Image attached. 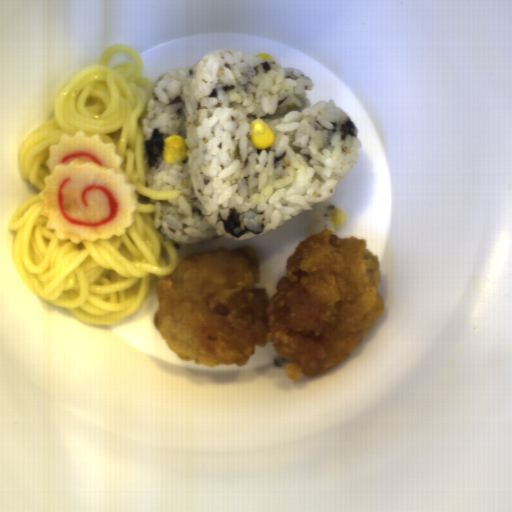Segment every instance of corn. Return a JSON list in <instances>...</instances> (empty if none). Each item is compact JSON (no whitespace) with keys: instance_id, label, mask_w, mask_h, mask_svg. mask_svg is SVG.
I'll list each match as a JSON object with an SVG mask.
<instances>
[{"instance_id":"f1292c28","label":"corn","mask_w":512,"mask_h":512,"mask_svg":"<svg viewBox=\"0 0 512 512\" xmlns=\"http://www.w3.org/2000/svg\"><path fill=\"white\" fill-rule=\"evenodd\" d=\"M249 138L254 148L268 149L273 145L275 134L270 126L256 118L249 124Z\"/></svg>"},{"instance_id":"51d56268","label":"corn","mask_w":512,"mask_h":512,"mask_svg":"<svg viewBox=\"0 0 512 512\" xmlns=\"http://www.w3.org/2000/svg\"><path fill=\"white\" fill-rule=\"evenodd\" d=\"M189 147L181 135H170L163 141L162 158L171 164L185 162Z\"/></svg>"},{"instance_id":"cfcad685","label":"corn","mask_w":512,"mask_h":512,"mask_svg":"<svg viewBox=\"0 0 512 512\" xmlns=\"http://www.w3.org/2000/svg\"><path fill=\"white\" fill-rule=\"evenodd\" d=\"M255 56H256V58H263V59H267V60H270V61L274 60V58L270 54H268L266 52L265 53H259L258 55H255Z\"/></svg>"},{"instance_id":"5cfa1b94","label":"corn","mask_w":512,"mask_h":512,"mask_svg":"<svg viewBox=\"0 0 512 512\" xmlns=\"http://www.w3.org/2000/svg\"><path fill=\"white\" fill-rule=\"evenodd\" d=\"M331 217H332L333 228L340 227L344 222V214H343L342 210H339L337 208H332Z\"/></svg>"}]
</instances>
